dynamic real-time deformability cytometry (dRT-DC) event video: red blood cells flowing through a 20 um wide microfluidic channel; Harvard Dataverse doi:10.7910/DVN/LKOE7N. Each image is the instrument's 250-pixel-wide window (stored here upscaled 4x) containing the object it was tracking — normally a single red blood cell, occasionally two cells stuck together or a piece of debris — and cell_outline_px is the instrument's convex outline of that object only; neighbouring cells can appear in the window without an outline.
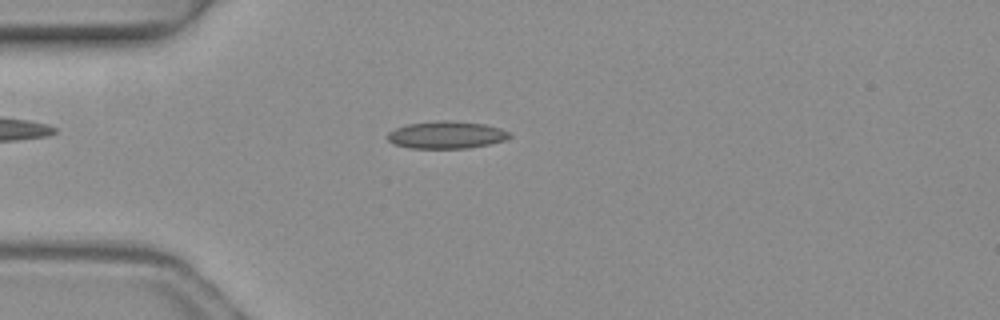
{"species": "common noctule bat (a hibernating species)", "species_latin": "Nyctalus noctula", "temperature_condition": "warm", "stored_images_in_passage": 1, "camera_frame_rate_fps": 3000, "um_per_image_px": 0.085, "animal": {"sex": "female", "body_mass_g": 19.3, "forearm_length_mm": 54.1}, "frame": {"image": 1, "passage_image": 1, "time_ms": 0.0, "image_size_px": [1000, 320], "cell_outline_px": [[512, 136], [504, 140], [488, 144], [468, 148], [408, 148], [392, 144], [388, 140], [388, 132], [396, 128], [408, 124], [436, 120], [448, 120], [484, 124], [500, 128], [508, 132]], "centroid_in_image_um": [37.91, 11.46], "position_along_channel_um": 47.1, "area_um2": 19.42}}